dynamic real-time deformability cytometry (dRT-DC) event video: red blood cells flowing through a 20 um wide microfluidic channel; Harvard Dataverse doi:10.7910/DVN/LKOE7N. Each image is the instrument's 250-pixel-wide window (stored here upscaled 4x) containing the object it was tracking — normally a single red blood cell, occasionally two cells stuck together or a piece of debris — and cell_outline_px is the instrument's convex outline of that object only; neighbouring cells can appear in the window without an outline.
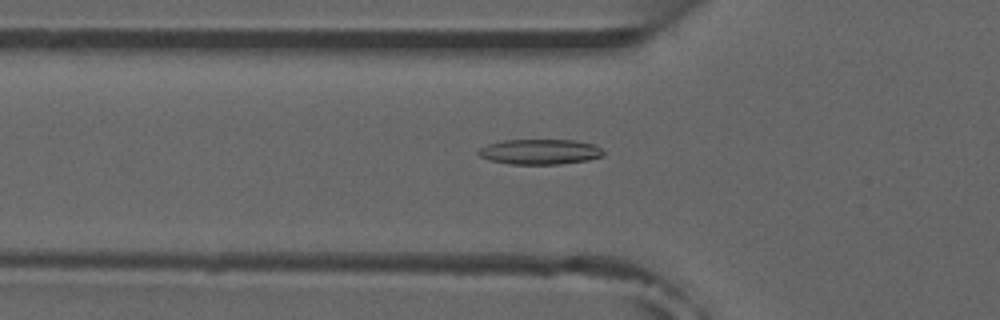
{"species": "common noctule bat (a hibernating species)", "species_latin": "Nyctalus noctula", "temperature_condition": "room temperature", "stored_images_in_passage": 44, "camera_frame_rate_fps": 3000, "um_per_image_px": 0.085, "animal": {"sex": "male", "forearm_length_mm": 52.5}, "frame": {"image": 1, "passage_image": 17, "time_ms": 5.333, "image_size_px": [1000, 320], "cell_outline_px": [[604, 156], [588, 160], [560, 164], [512, 164], [488, 160], [480, 156], [476, 152], [480, 148], [488, 144], [504, 140], [576, 140], [592, 144], [600, 148], [604, 152]], "centroid_in_image_um": [45.89, 12.9], "position_along_channel_um": 79.9, "area_um2": 18.38}, "authors_computed_cell_mechanics": {"area_um2": 17.1955, "velocity_mm_per_s": 3.87, "shape_relaxation_time_tau1_ms": null, "shape_relaxation_time_tau2_ms": 7.2571, "deformation_change_tau1": null, "deformation_change_tau2": 0.1433}}